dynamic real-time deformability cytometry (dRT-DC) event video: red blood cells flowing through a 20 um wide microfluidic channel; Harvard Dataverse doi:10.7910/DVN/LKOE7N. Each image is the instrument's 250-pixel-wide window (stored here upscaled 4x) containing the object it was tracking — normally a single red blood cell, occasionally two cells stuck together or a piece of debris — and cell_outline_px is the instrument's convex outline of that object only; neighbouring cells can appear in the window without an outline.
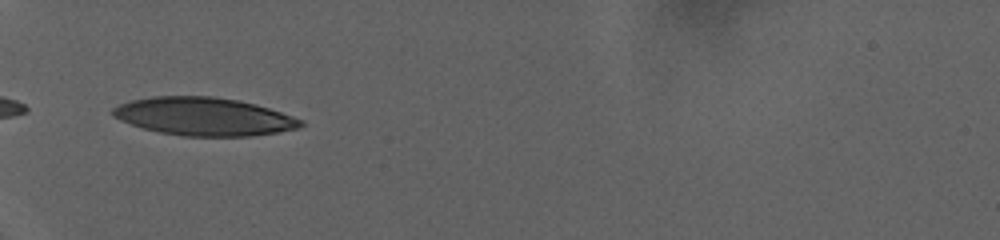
{"species": "human", "species_latin": "Homo sapiens", "temperature_condition": "warm", "stored_images_in_passage": 46, "camera_frame_rate_fps": 3000, "um_per_image_px": 0.085, "donor": {"sex": "female"}, "frame": {"image": 1, "passage_image": 1, "time_ms": 0.0, "image_size_px": [1000, 240], "cell_outline_px": [[304, 124], [300, 128], [252, 136], [184, 136], [160, 132], [144, 128], [120, 120], [112, 116], [112, 108], [120, 104], [132, 100], [152, 96], [212, 96], [236, 100], [256, 104], [304, 120]], "centroid_in_image_um": [17.33, 9.9], "position_along_channel_um": 67.7, "area_um2": 41.5}}
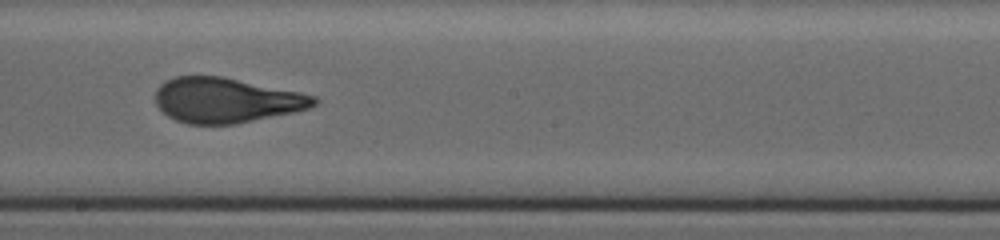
{"frame": {"image": 2, "passage_image": 20, "time_ms": 6.333, "image_size_px": [1000, 240], "cell_outline_px": [[320, 100], [316, 104], [308, 108], [292, 112], [232, 124], [188, 124], [176, 120], [168, 116], [156, 104], [156, 88], [164, 80], [176, 76], [220, 76], [300, 92], [316, 96]], "centroid_in_image_um": [19.19, 8.51], "position_along_channel_um": 229.0, "area_um2": 41.27}}
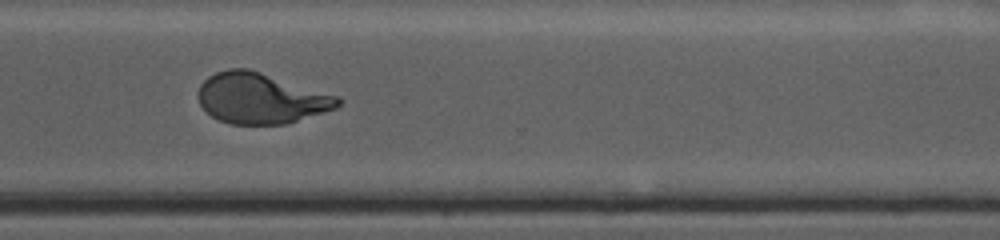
{"frame": {"image": 3, "passage_image": 33, "time_ms": 10.667, "image_size_px": [1000, 240], "cell_outline_px": [[344, 100], [336, 108], [288, 124], [232, 124], [220, 120], [212, 116], [200, 104], [196, 96], [200, 84], [208, 76], [216, 72], [228, 68], [248, 68], [340, 96]], "centroid_in_image_um": [22.19, 8.35], "position_along_channel_um": 348.4, "area_um2": 41.5}, "authors_computed_cell_mechanics": {"area_um2": 41.7605, "velocity_mm_per_s": 2.7653, "shape_relaxation_time_tau1_ms": 8.7537, "shape_relaxation_time_tau2_ms": 1.0669, "deformation_change_tau1": 0.2579, "deformation_change_tau2": 0.0833}}